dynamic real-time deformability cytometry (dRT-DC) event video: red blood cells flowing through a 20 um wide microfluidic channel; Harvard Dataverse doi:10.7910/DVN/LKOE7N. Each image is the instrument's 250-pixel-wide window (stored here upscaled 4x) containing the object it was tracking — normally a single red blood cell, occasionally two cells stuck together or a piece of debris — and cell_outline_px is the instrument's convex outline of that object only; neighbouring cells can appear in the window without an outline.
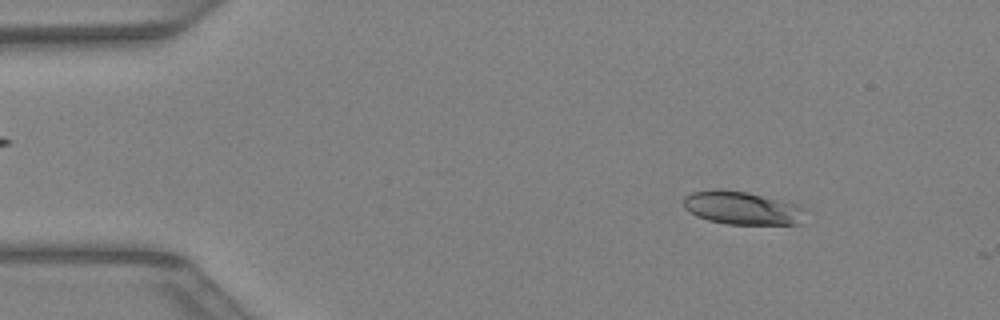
{"species": "Egyptian fruit bat (a non-hibernating species)", "species_latin": "Rousettus aegyptiacus", "temperature_condition": "warm", "stored_images_in_passage": 13, "camera_frame_rate_fps": 3000, "um_per_image_px": 0.085, "animal": {"sex": "female"}, "frame": {"image": 1, "passage_image": 5, "time_ms": 1.333, "image_size_px": [1000, 320], "cell_outline_px": [[808, 208], [800, 224], [728, 224], [708, 220], [696, 216], [684, 208], [684, 196], [692, 192], [712, 188], [720, 188], [748, 192], [800, 204]], "centroid_in_image_um": [63.11, 17.66], "position_along_channel_um": 21.9, "area_um2": 24.1}}
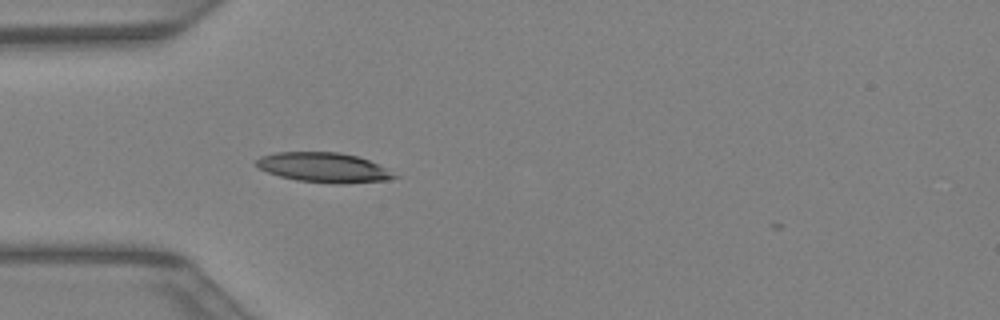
{"frame": {"image": 2, "passage_image": 12, "time_ms": 3.667, "image_size_px": [1000, 320], "cell_outline_px": [[400, 176], [388, 180], [336, 184], [332, 184], [296, 180], [280, 176], [268, 172], [260, 168], [256, 164], [256, 160], [260, 156], [276, 152], [340, 152], [356, 156], [368, 160]], "centroid_in_image_um": [27.5, 14.24], "position_along_channel_um": 57.5, "area_um2": 23.76}}